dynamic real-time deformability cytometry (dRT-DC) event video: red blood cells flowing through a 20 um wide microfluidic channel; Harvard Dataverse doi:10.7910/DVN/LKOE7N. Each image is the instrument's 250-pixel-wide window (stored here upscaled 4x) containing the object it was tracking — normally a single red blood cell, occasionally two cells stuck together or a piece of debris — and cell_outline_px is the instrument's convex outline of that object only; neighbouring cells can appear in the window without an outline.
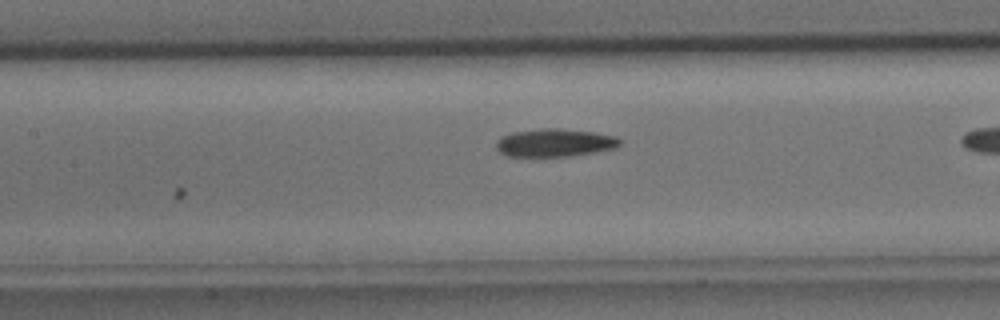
{"species": "common noctule bat (a hibernating species)", "species_latin": "Nyctalus noctula", "temperature_condition": "cold", "stored_images_in_passage": 19, "camera_frame_rate_fps": 3000, "um_per_image_px": 0.085, "animal": {"sex": "male", "body_mass_g": 15.6}, "frame": {"image": 1, "passage_image": 19, "time_ms": 6.0, "image_size_px": [1000, 320], "cell_outline_px": [[620, 144], [616, 148], [596, 152], [572, 156], [508, 156], [500, 152], [496, 148], [496, 140], [500, 136], [512, 132], [540, 128], [556, 128], [592, 132], [616, 136], [620, 140]], "centroid_in_image_um": [47.13, 12.13], "position_along_channel_um": 160.3, "area_um2": 20.23}}